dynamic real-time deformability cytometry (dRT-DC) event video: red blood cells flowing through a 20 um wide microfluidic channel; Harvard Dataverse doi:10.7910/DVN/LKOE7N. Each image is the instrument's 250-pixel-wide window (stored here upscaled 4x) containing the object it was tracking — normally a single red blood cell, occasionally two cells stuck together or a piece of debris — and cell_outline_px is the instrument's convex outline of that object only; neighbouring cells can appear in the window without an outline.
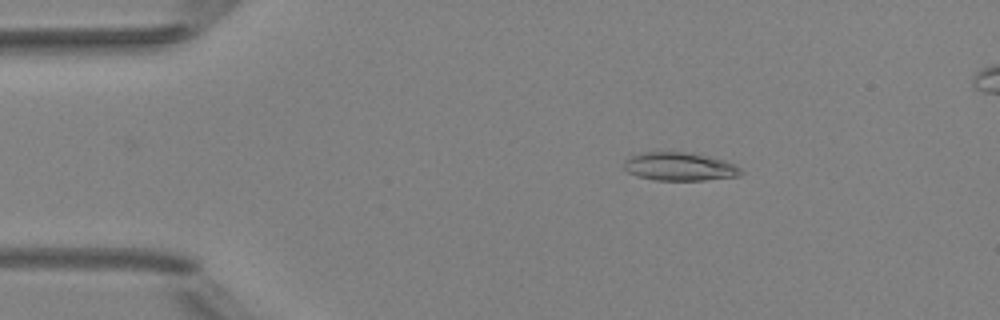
{"species": "Egyptian fruit bat (a non-hibernating species)", "species_latin": "Rousettus aegyptiacus", "temperature_condition": "room temperature", "stored_images_in_passage": 4, "camera_frame_rate_fps": 3000, "um_per_image_px": 0.085, "animal": {"sex": "female"}, "frame": {"image": 1, "passage_image": 2, "time_ms": 1.333, "image_size_px": [1000, 320], "cell_outline_px": [[744, 172], [740, 176], [704, 180], [656, 180], [640, 176], [628, 172], [624, 168], [624, 164], [632, 156], [640, 152], [692, 152], [724, 160], [736, 164]], "centroid_in_image_um": [57.84, 14.15], "position_along_channel_um": 27.2, "area_um2": 19.25}}